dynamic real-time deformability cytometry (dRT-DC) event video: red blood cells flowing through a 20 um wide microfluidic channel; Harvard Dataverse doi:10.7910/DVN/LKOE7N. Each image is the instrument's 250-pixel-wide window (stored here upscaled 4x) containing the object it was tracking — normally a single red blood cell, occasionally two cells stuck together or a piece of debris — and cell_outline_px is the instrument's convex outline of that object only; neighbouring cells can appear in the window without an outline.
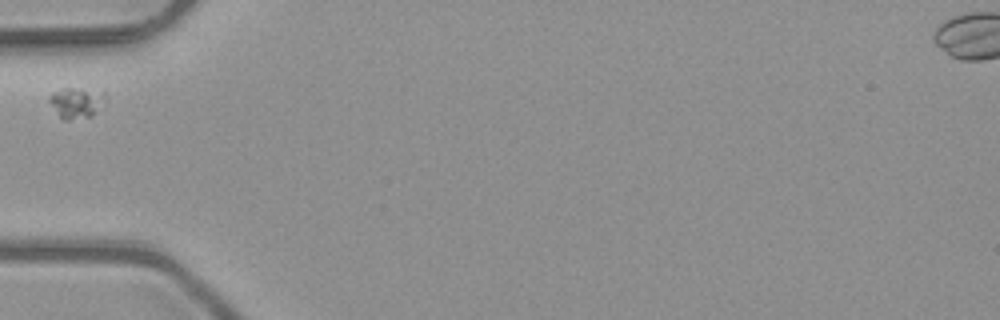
{"species": "common noctule bat (a hibernating species)", "species_latin": "Nyctalus noctula", "temperature_condition": "room temperature", "stored_images_in_passage": 1, "camera_frame_rate_fps": 3000, "um_per_image_px": 0.085, "animal": {"sex": "male", "body_mass_g": 23.1, "forearm_length_mm": 52.7}, "frame": {"image": 1, "passage_image": 1, "time_ms": 0.0, "image_size_px": [1000, 320], "cell_outline_px": [[108, 100], [92, 116], [68, 120], [64, 120], [60, 116], [48, 100], [48, 96], [52, 92], [64, 88], [72, 88], [104, 92], [108, 96]], "centroid_in_image_um": [6.54, 8.72], "position_along_channel_um": 78.5, "area_um2": 10.06}}